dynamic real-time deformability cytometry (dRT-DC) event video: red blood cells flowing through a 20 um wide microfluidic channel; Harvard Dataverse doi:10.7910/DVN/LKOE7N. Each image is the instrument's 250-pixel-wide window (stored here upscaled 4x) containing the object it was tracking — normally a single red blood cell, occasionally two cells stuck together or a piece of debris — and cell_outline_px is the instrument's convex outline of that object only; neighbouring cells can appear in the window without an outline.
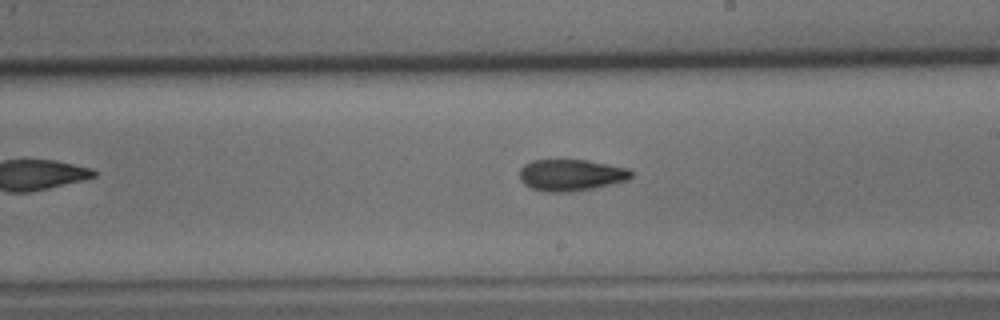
{"species": "common noctule bat (a hibernating species)", "species_latin": "Nyctalus noctula", "temperature_condition": "cold", "stored_images_in_passage": 45, "camera_frame_rate_fps": 3000, "um_per_image_px": 0.085, "animal": {"sex": "male", "body_mass_g": 15.6}, "frame": {"image": 1, "passage_image": 32, "time_ms": 10.333, "image_size_px": [1000, 320], "cell_outline_px": [[632, 176], [628, 180], [596, 188], [572, 192], [544, 192], [532, 188], [524, 184], [520, 180], [520, 168], [524, 164], [532, 160], [588, 160], [632, 168]], "centroid_in_image_um": [48.57, 14.88], "position_along_channel_um": 240.4, "area_um2": 20.92}}
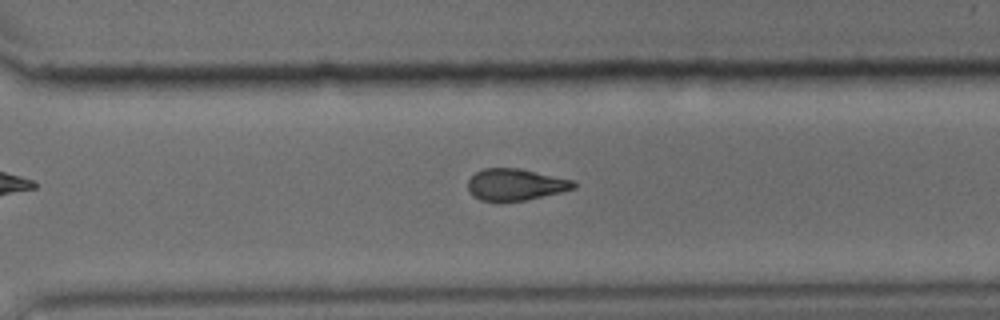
{"frame": {"image": 2, "passage_image": 39, "time_ms": 12.667, "image_size_px": [1000, 320], "cell_outline_px": [[576, 188], [560, 192], [524, 200], [480, 200], [472, 196], [468, 192], [468, 180], [476, 172], [484, 168], [516, 168], [576, 180]], "centroid_in_image_um": [43.81, 15.67], "position_along_channel_um": 326.8, "area_um2": 19.31}}